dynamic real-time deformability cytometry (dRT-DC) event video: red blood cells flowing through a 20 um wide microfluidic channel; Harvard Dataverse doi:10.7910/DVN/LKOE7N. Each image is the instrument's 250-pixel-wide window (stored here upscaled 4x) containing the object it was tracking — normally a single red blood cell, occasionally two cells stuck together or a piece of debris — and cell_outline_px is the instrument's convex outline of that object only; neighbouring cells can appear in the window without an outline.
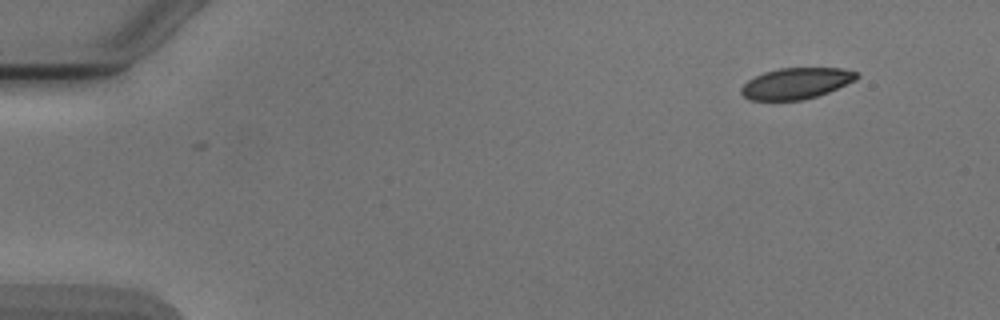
{"species": "Egyptian fruit bat (a non-hibernating species)", "species_latin": "Rousettus aegyptiacus", "temperature_condition": "cold", "stored_images_in_passage": 3, "camera_frame_rate_fps": 3000, "um_per_image_px": 0.085, "animal": {"sex": "male"}, "frame": {"image": 1, "passage_image": 1, "time_ms": 0.0, "image_size_px": [1000, 320], "cell_outline_px": [[860, 76], [856, 80], [828, 92], [804, 100], [748, 100], [740, 92], [740, 88], [748, 80], [764, 72], [780, 68], [840, 68], [856, 72]], "centroid_in_image_um": [67.66, 7.09], "position_along_channel_um": 17.3, "area_um2": 20.87}}